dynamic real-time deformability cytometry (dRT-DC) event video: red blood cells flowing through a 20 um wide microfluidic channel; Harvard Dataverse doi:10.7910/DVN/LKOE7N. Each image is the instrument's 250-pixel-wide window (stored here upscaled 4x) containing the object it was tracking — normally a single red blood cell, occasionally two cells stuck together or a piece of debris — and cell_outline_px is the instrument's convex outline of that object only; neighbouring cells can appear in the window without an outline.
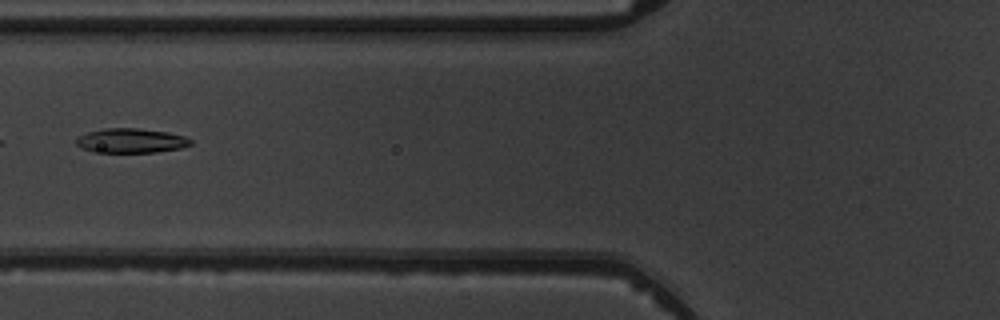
{"species": "common noctule bat (a hibernating species)", "species_latin": "Nyctalus noctula", "temperature_condition": "warm", "stored_images_in_passage": 6, "camera_frame_rate_fps": 3000, "um_per_image_px": 0.085, "animal": {"sex": "male", "body_mass_g": 19.5, "forearm_length_mm": 54.6}, "frame": {"image": 1, "passage_image": 6, "time_ms": 5.667, "image_size_px": [1000, 320], "cell_outline_px": [[192, 144], [180, 148], [156, 152], [92, 152], [80, 148], [76, 144], [76, 136], [88, 132], [104, 128], [136, 128], [168, 132], [184, 136], [192, 140]], "centroid_in_image_um": [11.09, 11.95], "position_along_channel_um": 114.7, "area_um2": 16.42}}